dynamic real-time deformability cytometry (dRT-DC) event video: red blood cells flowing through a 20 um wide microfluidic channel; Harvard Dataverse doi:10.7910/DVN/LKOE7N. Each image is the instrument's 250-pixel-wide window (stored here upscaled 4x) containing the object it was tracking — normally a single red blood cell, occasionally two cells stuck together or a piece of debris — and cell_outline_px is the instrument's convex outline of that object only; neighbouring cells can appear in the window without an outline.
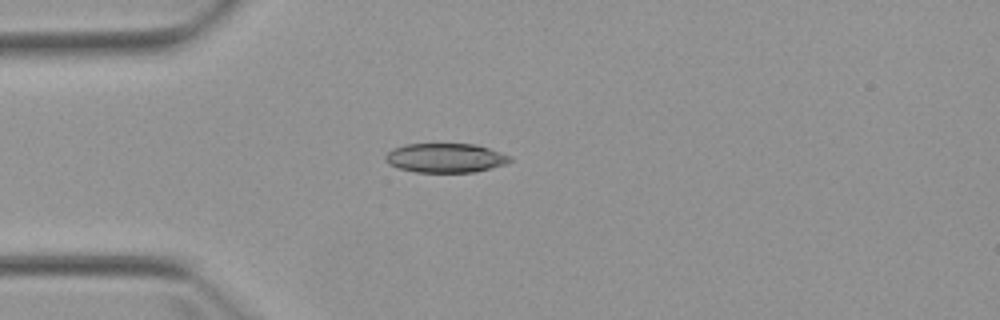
{"species": "Egyptian fruit bat (a non-hibernating species)", "species_latin": "Rousettus aegyptiacus", "temperature_condition": "warm", "stored_images_in_passage": 5, "camera_frame_rate_fps": 3000, "um_per_image_px": 0.085, "animal": {"sex": "female"}, "frame": {"image": 1, "passage_image": 3, "time_ms": 2.667, "image_size_px": [1000, 320], "cell_outline_px": [[512, 160], [504, 164], [492, 168], [476, 172], [416, 172], [400, 168], [388, 164], [384, 156], [392, 148], [404, 144], [476, 144], [512, 156]], "centroid_in_image_um": [37.86, 13.42], "position_along_channel_um": 47.1, "area_um2": 21.27}}
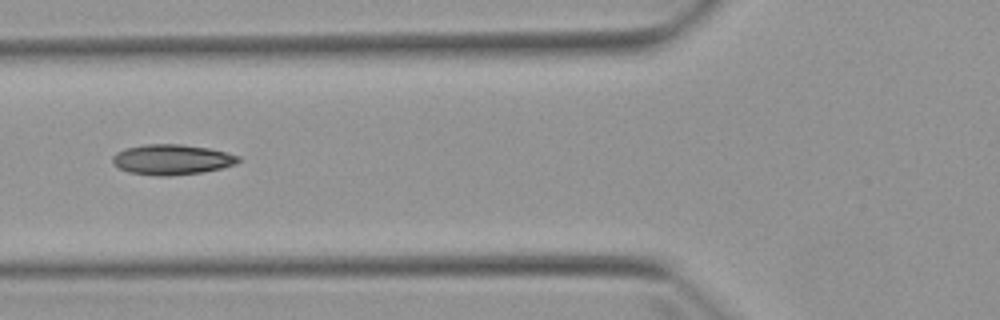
{"frame": {"image": 2, "passage_image": 5, "time_ms": 4.667, "image_size_px": [1000, 320], "cell_outline_px": [[240, 160], [236, 164], [220, 168], [200, 172], [168, 176], [160, 176], [128, 172], [112, 164], [112, 156], [116, 152], [124, 148], [144, 144], [180, 144], [208, 148], [240, 156]], "centroid_in_image_um": [14.56, 13.55], "position_along_channel_um": 111.2, "area_um2": 22.14}}